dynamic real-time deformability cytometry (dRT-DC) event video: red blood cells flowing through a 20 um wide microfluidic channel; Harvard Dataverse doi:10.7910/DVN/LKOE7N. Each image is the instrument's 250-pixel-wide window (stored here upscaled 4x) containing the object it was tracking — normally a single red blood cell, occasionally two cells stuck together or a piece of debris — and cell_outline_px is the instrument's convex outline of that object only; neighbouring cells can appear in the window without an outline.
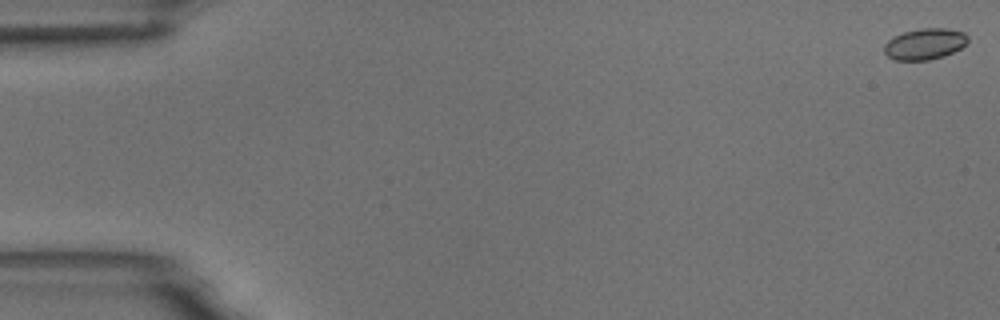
{"species": "common noctule bat (a hibernating species)", "species_latin": "Nyctalus noctula", "temperature_condition": "room temperature", "stored_images_in_passage": 7, "camera_frame_rate_fps": 3000, "um_per_image_px": 0.085, "animal": {"sex": "male", "body_mass_g": 18.8}, "frame": {"image": 1, "passage_image": 1, "time_ms": 0.0, "image_size_px": [1000, 320], "cell_outline_px": [[968, 40], [960, 48], [944, 56], [928, 60], [896, 60], [888, 56], [884, 52], [884, 44], [888, 40], [904, 32], [920, 28], [948, 28], [964, 32], [968, 36]], "centroid_in_image_um": [78.61, 3.73], "position_along_channel_um": 6.4, "area_um2": 15.09}}